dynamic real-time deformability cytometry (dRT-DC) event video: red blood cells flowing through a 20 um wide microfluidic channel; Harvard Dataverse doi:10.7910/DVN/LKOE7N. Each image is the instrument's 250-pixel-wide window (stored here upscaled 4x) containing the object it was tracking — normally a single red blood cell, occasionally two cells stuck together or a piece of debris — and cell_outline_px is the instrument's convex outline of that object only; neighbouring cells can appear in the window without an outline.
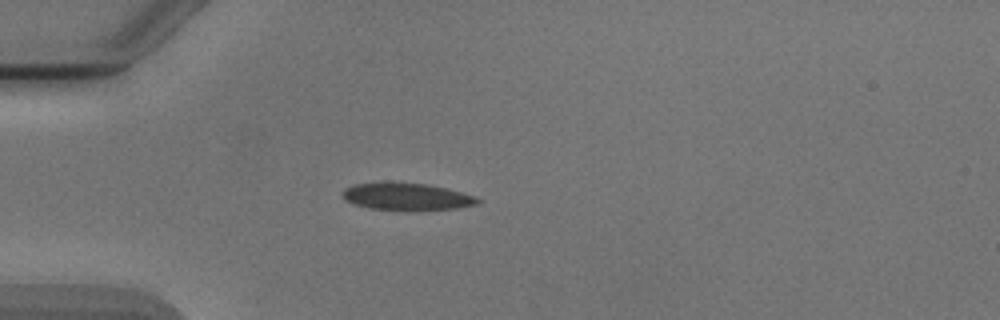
{"species": "Egyptian fruit bat (a non-hibernating species)", "species_latin": "Rousettus aegyptiacus", "temperature_condition": "cold", "stored_images_in_passage": 3, "camera_frame_rate_fps": 3000, "um_per_image_px": 0.085, "animal": {"sex": "male"}, "frame": {"image": 1, "passage_image": 3, "time_ms": 2.333, "image_size_px": [1000, 320], "cell_outline_px": [[480, 200], [476, 204], [456, 208], [408, 212], [368, 208], [352, 204], [344, 200], [340, 196], [344, 188], [356, 184], [428, 184], [476, 196]], "centroid_in_image_um": [34.53, 16.77], "position_along_channel_um": 50.5, "area_um2": 21.33}}